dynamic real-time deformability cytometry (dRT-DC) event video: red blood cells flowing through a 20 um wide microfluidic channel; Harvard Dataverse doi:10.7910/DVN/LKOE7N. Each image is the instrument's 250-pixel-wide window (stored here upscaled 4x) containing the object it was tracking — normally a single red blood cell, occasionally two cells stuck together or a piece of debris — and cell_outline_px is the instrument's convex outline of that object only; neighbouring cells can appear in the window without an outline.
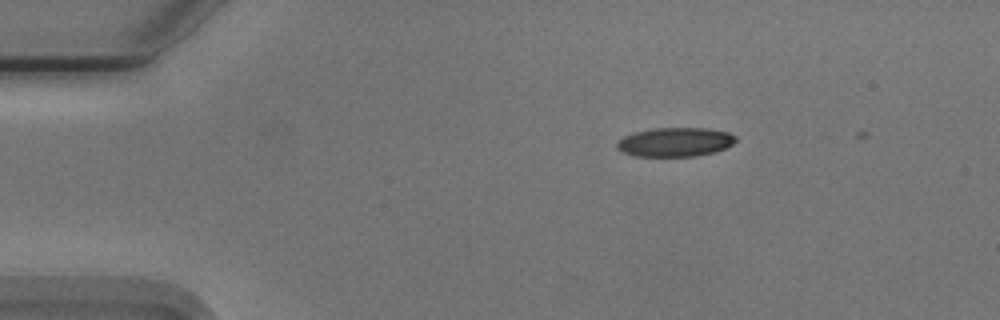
{"species": "Egyptian fruit bat (a non-hibernating species)", "species_latin": "Rousettus aegyptiacus", "temperature_condition": "cold", "stored_images_in_passage": 4, "camera_frame_rate_fps": 3000, "um_per_image_px": 0.085, "animal": {"sex": "male"}, "frame": {"image": 1, "passage_image": 2, "time_ms": 0.333, "image_size_px": [1000, 320], "cell_outline_px": [[736, 140], [732, 144], [716, 152], [696, 156], [636, 156], [624, 152], [616, 148], [616, 144], [624, 136], [632, 132], [656, 128], [704, 128], [728, 132], [736, 136]], "centroid_in_image_um": [57.39, 12.07], "position_along_channel_um": 27.6, "area_um2": 20.06}}